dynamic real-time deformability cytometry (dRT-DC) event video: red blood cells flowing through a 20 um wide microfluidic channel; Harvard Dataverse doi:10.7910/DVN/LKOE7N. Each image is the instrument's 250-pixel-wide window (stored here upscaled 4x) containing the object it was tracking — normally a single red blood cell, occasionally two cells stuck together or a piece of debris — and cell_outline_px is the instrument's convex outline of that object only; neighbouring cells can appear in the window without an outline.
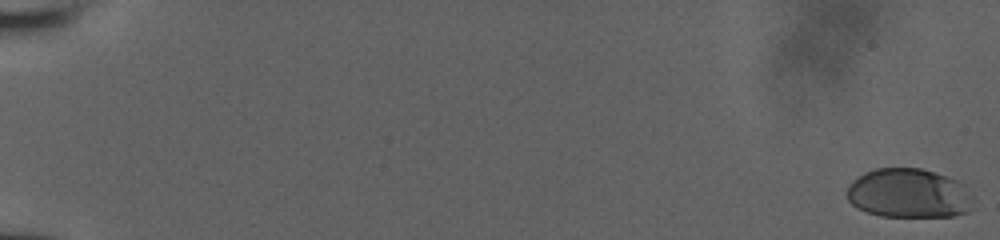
{"species": "human", "species_latin": "Homo sapiens", "temperature_condition": "room temperature", "stored_images_in_passage": 54, "camera_frame_rate_fps": 3000, "um_per_image_px": 0.085, "donor": {"sex": "male"}, "frame": {"image": 1, "passage_image": 1, "time_ms": 0.0, "image_size_px": [1000, 240], "cell_outline_px": [[976, 200], [972, 208], [968, 212], [952, 216], [880, 216], [856, 208], [848, 200], [844, 192], [848, 184], [852, 180], [876, 168], [920, 168], [956, 180], [964, 184]], "centroid_in_image_um": [77.25, 16.45], "position_along_channel_um": 7.7, "area_um2": 36.59}}
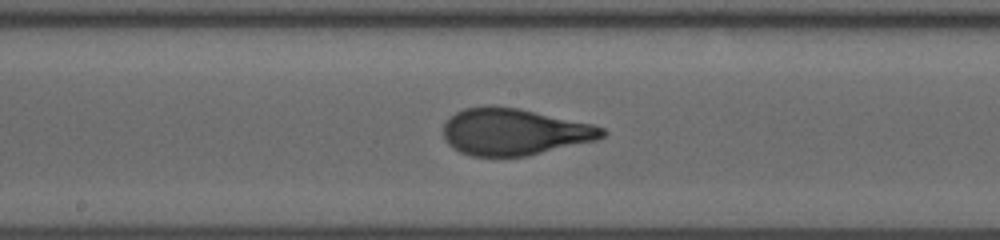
{"frame": {"image": 2, "passage_image": 30, "time_ms": 10.333, "image_size_px": [1000, 240], "cell_outline_px": [[608, 132], [604, 136], [596, 140], [528, 156], [472, 156], [460, 152], [452, 148], [444, 140], [444, 124], [456, 112], [464, 108], [492, 104], [520, 108], [592, 124], [604, 128]], "centroid_in_image_um": [43.7, 11.19], "position_along_channel_um": 204.5, "area_um2": 43.52}}
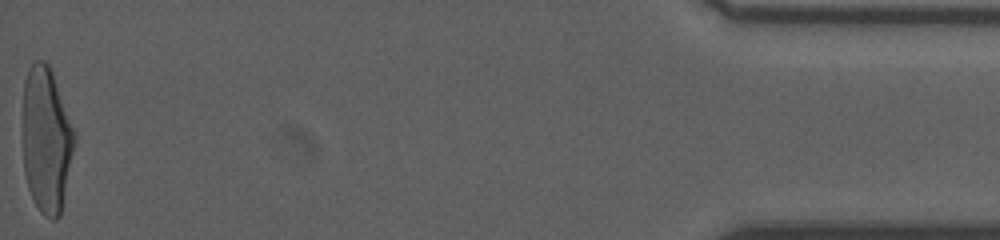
{"frame": {"image": 3, "passage_image": 54, "time_ms": 18.0, "image_size_px": [1000, 240], "cell_outline_px": [[76, 140], [60, 216], [56, 220], [52, 220], [44, 216], [40, 212], [32, 200], [28, 188], [24, 172], [24, 80], [32, 64], [36, 60], [44, 60], [48, 64], [52, 72], [76, 136]], "centroid_in_image_um": [3.95, 11.95], "position_along_channel_um": 431.3, "area_um2": 43.52}}